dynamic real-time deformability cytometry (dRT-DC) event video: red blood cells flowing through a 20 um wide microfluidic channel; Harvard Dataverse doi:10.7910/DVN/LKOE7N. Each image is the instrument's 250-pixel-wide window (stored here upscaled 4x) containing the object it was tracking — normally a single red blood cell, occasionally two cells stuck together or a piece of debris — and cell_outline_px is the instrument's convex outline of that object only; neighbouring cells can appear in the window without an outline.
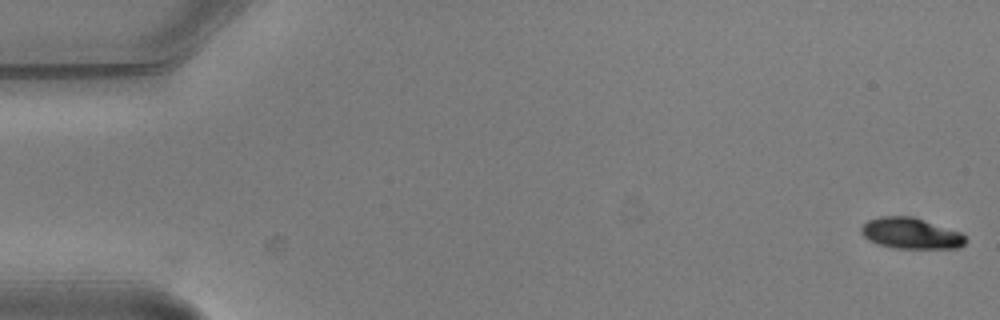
{"species": "common noctule bat (a hibernating species)", "species_latin": "Nyctalus noctula", "temperature_condition": "warm", "stored_images_in_passage": 4, "camera_frame_rate_fps": 3000, "um_per_image_px": 0.085, "animal": {"sex": "male", "body_mass_g": 20.5, "forearm_length_mm": 52.5}, "frame": {"image": 1, "passage_image": 1, "time_ms": 0.0, "image_size_px": [1000, 320], "cell_outline_px": [[968, 240], [964, 244], [956, 248], [896, 248], [880, 244], [868, 240], [860, 232], [860, 228], [868, 220], [880, 216], [912, 216], [960, 232]], "centroid_in_image_um": [77.41, 19.83], "position_along_channel_um": 7.6, "area_um2": 18.67}}
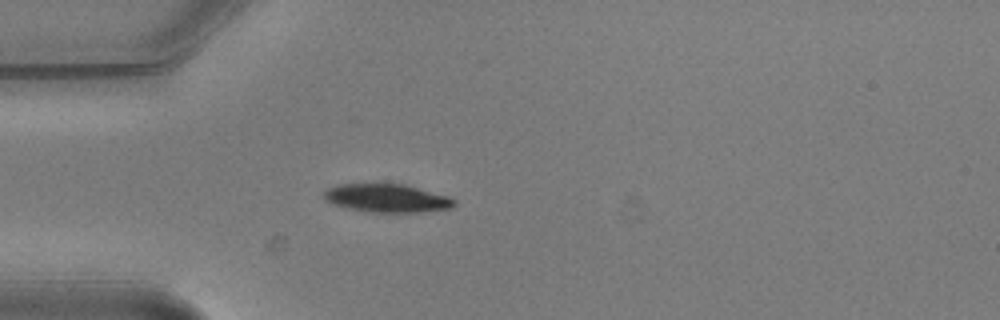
{"frame": {"image": 2, "passage_image": 4, "time_ms": 1.0, "image_size_px": [1000, 320], "cell_outline_px": [[456, 204], [452, 208], [424, 212], [372, 212], [348, 208], [332, 204], [324, 200], [324, 192], [328, 188], [336, 184], [404, 184], [448, 196], [456, 200]], "centroid_in_image_um": [32.9, 16.85], "position_along_channel_um": 52.1, "area_um2": 21.5}}